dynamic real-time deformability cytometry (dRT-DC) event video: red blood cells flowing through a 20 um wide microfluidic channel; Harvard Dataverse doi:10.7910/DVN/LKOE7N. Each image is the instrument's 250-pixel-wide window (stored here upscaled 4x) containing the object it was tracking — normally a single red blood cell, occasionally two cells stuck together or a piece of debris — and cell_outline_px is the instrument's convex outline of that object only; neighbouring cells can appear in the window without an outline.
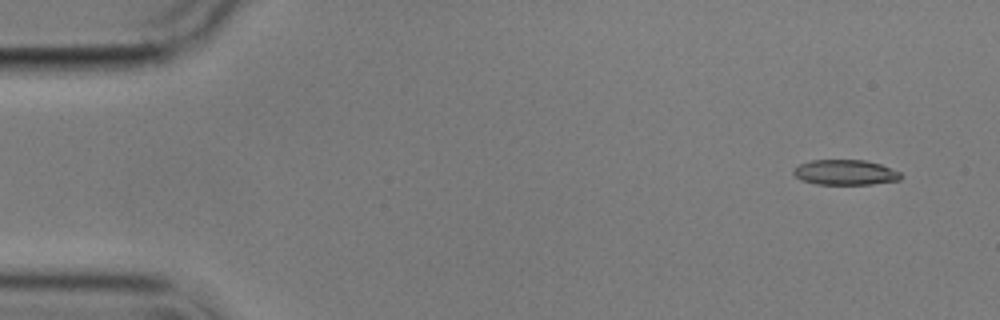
{"species": "common noctule bat (a hibernating species)", "species_latin": "Nyctalus noctula", "temperature_condition": "cold", "stored_images_in_passage": 2, "camera_frame_rate_fps": 3000, "um_per_image_px": 0.085, "animal": {"sex": "male", "body_mass_g": 17.9}, "frame": {"image": 1, "passage_image": 1, "time_ms": 0.0, "image_size_px": [1000, 320], "cell_outline_px": [[900, 180], [872, 184], [816, 184], [800, 180], [792, 172], [792, 168], [800, 164], [812, 160], [864, 160], [880, 164], [900, 172]], "centroid_in_image_um": [71.8, 14.65], "position_along_channel_um": 13.2, "area_um2": 15.72}}